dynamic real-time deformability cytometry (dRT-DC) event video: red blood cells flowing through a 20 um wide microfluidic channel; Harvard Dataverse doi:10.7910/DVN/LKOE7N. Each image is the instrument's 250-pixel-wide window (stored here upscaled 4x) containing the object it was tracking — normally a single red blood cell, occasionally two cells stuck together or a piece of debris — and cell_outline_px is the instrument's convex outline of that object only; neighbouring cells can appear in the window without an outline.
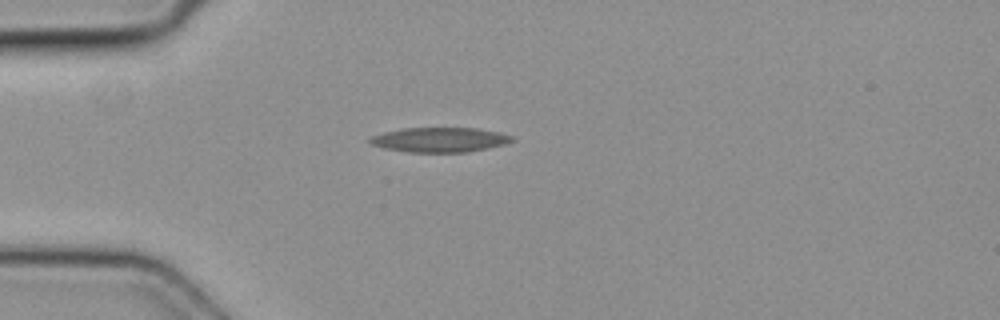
{"species": "common noctule bat (a hibernating species)", "species_latin": "Nyctalus noctula", "temperature_condition": "cold", "stored_images_in_passage": 5, "camera_frame_rate_fps": 3000, "um_per_image_px": 0.085, "animal": {"sex": "female", "body_mass_g": 19.3, "forearm_length_mm": 54.1}, "frame": {"image": 1, "passage_image": 5, "time_ms": 1.333, "image_size_px": [1000, 320], "cell_outline_px": [[512, 140], [504, 144], [488, 148], [468, 152], [408, 152], [384, 148], [372, 144], [368, 140], [372, 136], [384, 132], [404, 128], [476, 128], [500, 132], [512, 136]], "centroid_in_image_um": [37.37, 11.88], "position_along_channel_um": 47.6, "area_um2": 20.29}}